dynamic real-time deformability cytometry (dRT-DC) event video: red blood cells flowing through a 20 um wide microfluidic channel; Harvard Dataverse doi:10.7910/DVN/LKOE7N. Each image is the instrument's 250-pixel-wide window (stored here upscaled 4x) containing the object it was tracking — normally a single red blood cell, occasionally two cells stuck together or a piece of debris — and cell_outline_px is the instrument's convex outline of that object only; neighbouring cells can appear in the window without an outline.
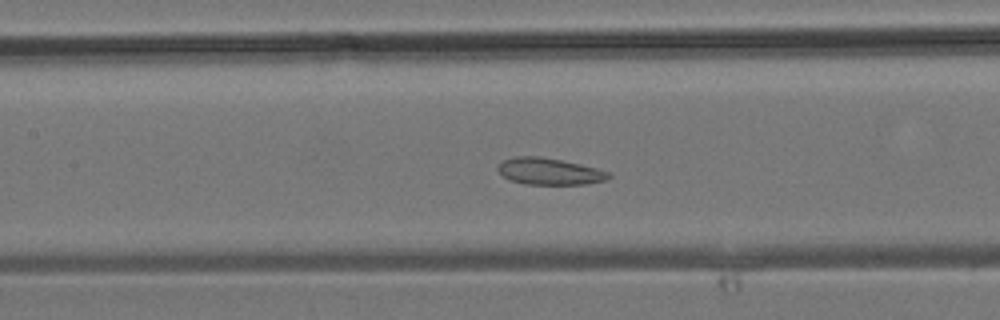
{"species": "common noctule bat (a hibernating species)", "species_latin": "Nyctalus noctula", "temperature_condition": "room temperature", "stored_images_in_passage": 27, "camera_frame_rate_fps": 3000, "um_per_image_px": 0.085, "animal": {"sex": "male", "body_mass_g": 19.2, "forearm_length_mm": 51.8}, "frame": {"image": 1, "passage_image": 7, "time_ms": 2.0, "image_size_px": [1000, 320], "cell_outline_px": [[612, 176], [604, 180], [588, 184], [524, 184], [508, 180], [496, 168], [500, 160], [516, 156], [540, 156], [580, 164], [596, 168], [608, 172]], "centroid_in_image_um": [46.64, 14.56], "position_along_channel_um": 160.8, "area_um2": 17.28}}
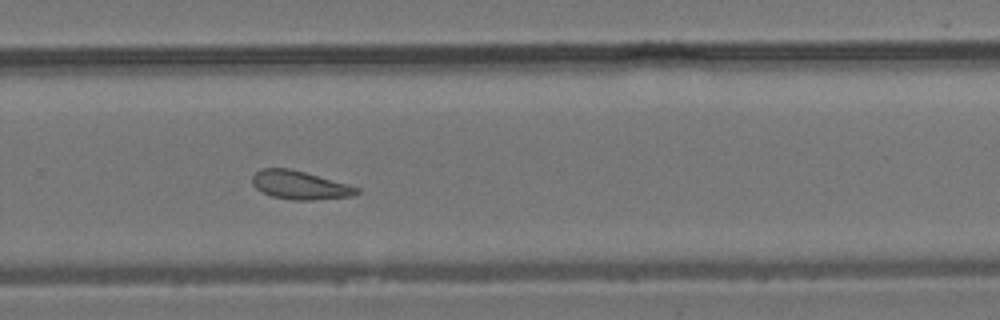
{"frame": {"image": 2, "passage_image": 15, "time_ms": 4.667, "image_size_px": [1000, 320], "cell_outline_px": [[360, 192], [352, 196], [312, 200], [292, 200], [272, 196], [256, 188], [252, 184], [252, 176], [260, 168], [288, 168], [304, 172], [348, 184], [360, 188]], "centroid_in_image_um": [25.48, 15.73], "position_along_channel_um": 304.3, "area_um2": 17.22}}
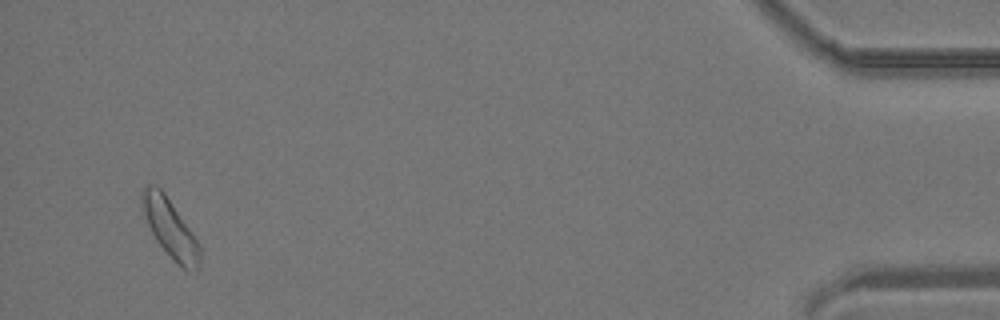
{"frame": {"image": 3, "passage_image": 26, "time_ms": 8.333, "image_size_px": [1000, 320], "cell_outline_px": [[200, 268], [196, 272], [188, 272], [176, 264], [172, 260], [156, 240], [148, 224], [140, 200], [140, 192], [148, 184], [156, 184], [164, 192], [192, 232], [200, 244]], "centroid_in_image_um": [14.48, 19.45], "position_along_channel_um": 420.7, "area_um2": 19.88}}